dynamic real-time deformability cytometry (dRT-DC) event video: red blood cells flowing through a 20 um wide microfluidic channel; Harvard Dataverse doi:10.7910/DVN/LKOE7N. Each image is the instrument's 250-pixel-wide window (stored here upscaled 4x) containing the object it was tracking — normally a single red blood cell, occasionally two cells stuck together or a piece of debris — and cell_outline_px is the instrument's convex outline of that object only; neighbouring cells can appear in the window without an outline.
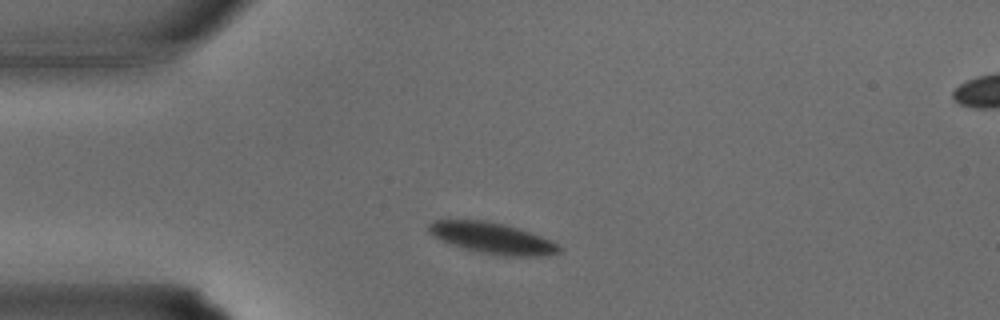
{"species": "common noctule bat (a hibernating species)", "species_latin": "Nyctalus noctula", "temperature_condition": "warm", "stored_images_in_passage": 27, "camera_frame_rate_fps": 3000, "um_per_image_px": 0.085, "animal": {"sex": "male", "body_mass_g": 15.6}, "frame": {"image": 1, "passage_image": 1, "time_ms": 0.0, "image_size_px": [1000, 320], "cell_outline_px": [[564, 248], [560, 252], [544, 256], [504, 256], [480, 252], [448, 244], [428, 232], [428, 224], [432, 220], [484, 220], [504, 224], [552, 240]], "centroid_in_image_um": [41.85, 20.25], "position_along_channel_um": 43.1, "area_um2": 23.58}}
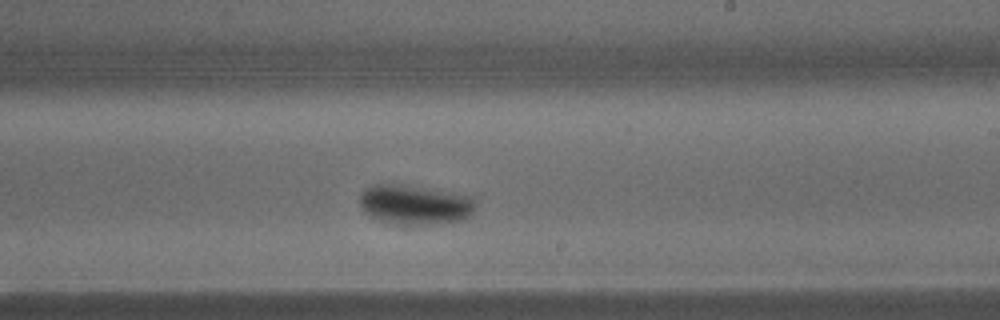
{"frame": {"image": 2, "passage_image": 13, "time_ms": 4.0, "image_size_px": [1000, 320], "cell_outline_px": [[476, 204], [472, 212], [464, 220], [444, 224], [392, 224], [368, 216], [364, 212], [360, 204], [360, 196], [364, 188], [376, 184], [396, 184], [476, 196]], "centroid_in_image_um": [35.29, 17.41], "position_along_channel_um": 253.7, "area_um2": 26.99}}
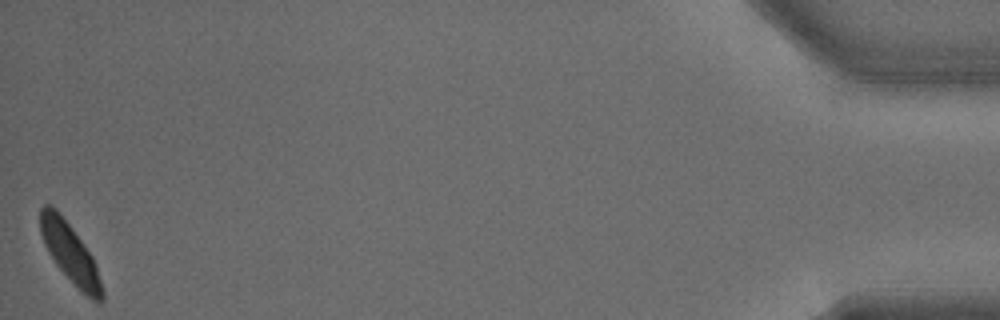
{"frame": {"image": 3, "passage_image": 27, "time_ms": 8.667, "image_size_px": [1000, 320], "cell_outline_px": [[104, 300], [100, 304], [96, 304], [56, 264], [48, 252], [44, 244], [40, 232], [40, 208], [44, 204], [48, 204], [56, 208], [72, 228], [92, 256], [96, 264], [104, 292]], "centroid_in_image_um": [5.97, 21.5], "position_along_channel_um": 429.2, "area_um2": 21.04}}